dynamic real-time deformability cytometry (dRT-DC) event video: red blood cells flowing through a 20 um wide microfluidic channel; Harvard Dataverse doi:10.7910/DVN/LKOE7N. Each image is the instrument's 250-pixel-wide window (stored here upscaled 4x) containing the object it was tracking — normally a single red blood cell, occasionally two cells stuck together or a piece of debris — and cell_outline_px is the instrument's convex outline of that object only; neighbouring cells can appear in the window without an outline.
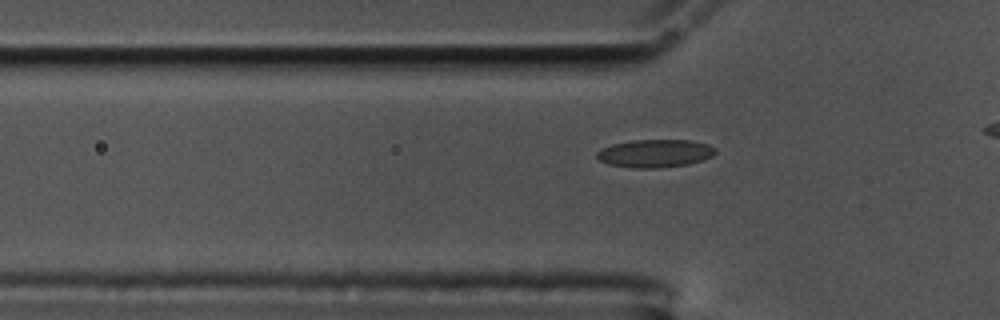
{"species": "common noctule bat (a hibernating species)", "species_latin": "Nyctalus noctula", "temperature_condition": "cold", "stored_images_in_passage": 41, "camera_frame_rate_fps": 3000, "um_per_image_px": 0.085, "animal": {"sex": "male", "body_mass_g": 17.5, "forearm_length_mm": 52.3}, "frame": {"image": 1, "passage_image": 13, "time_ms": 4.0, "image_size_px": [1000, 320], "cell_outline_px": [[716, 152], [712, 156], [688, 164], [660, 168], [636, 168], [608, 164], [600, 160], [596, 156], [596, 152], [612, 144], [632, 140], [692, 140], [708, 144], [716, 148]], "centroid_in_image_um": [55.69, 13.03], "position_along_channel_um": 70.1, "area_um2": 19.25}}
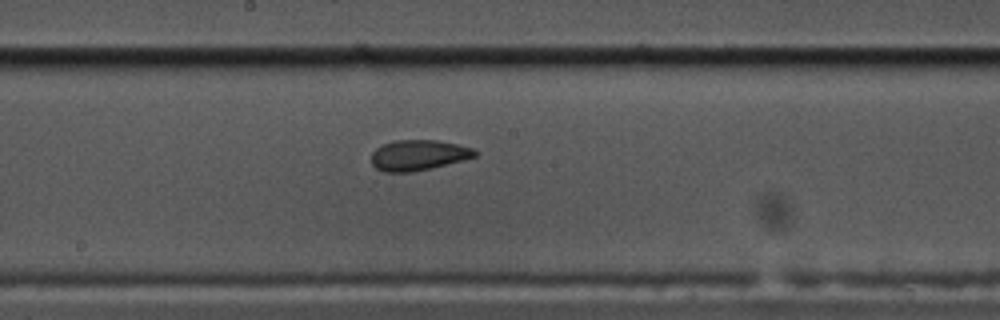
{"frame": {"image": 2, "passage_image": 25, "time_ms": 8.0, "image_size_px": [1000, 320], "cell_outline_px": [[480, 152], [476, 156], [464, 160], [432, 168], [412, 172], [384, 172], [376, 168], [372, 164], [372, 152], [376, 148], [384, 144], [396, 140], [436, 140], [456, 144], [472, 148]], "centroid_in_image_um": [35.58, 13.19], "position_along_channel_um": 212.6, "area_um2": 18.44}}
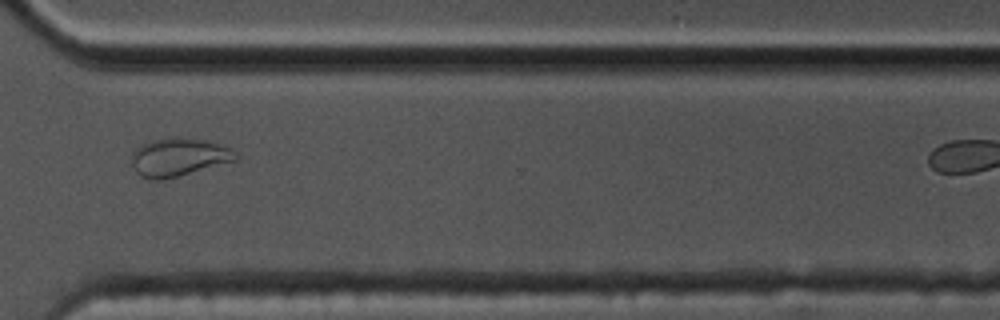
{"frame": {"image": 3, "passage_image": 37, "time_ms": 12.0, "image_size_px": [1000, 320], "cell_outline_px": [[240, 156], [236, 160], [176, 176], [160, 180], [152, 180], [140, 176], [136, 172], [132, 164], [132, 152], [140, 144], [152, 140], [208, 140], [232, 148]], "centroid_in_image_um": [15.18, 13.38], "position_along_channel_um": 355.4, "area_um2": 22.43}}